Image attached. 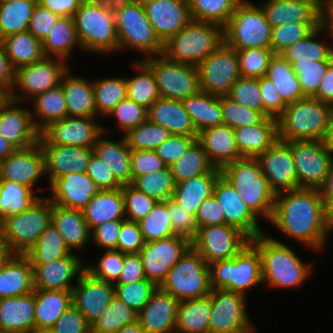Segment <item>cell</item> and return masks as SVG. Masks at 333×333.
I'll list each match as a JSON object with an SVG mask.
<instances>
[{"label": "cell", "mask_w": 333, "mask_h": 333, "mask_svg": "<svg viewBox=\"0 0 333 333\" xmlns=\"http://www.w3.org/2000/svg\"><path fill=\"white\" fill-rule=\"evenodd\" d=\"M37 0H13L0 3V40L28 30Z\"/></svg>", "instance_id": "obj_50"}, {"label": "cell", "mask_w": 333, "mask_h": 333, "mask_svg": "<svg viewBox=\"0 0 333 333\" xmlns=\"http://www.w3.org/2000/svg\"><path fill=\"white\" fill-rule=\"evenodd\" d=\"M137 316L138 313L114 296L104 312L92 323L91 333H116L125 325L137 321Z\"/></svg>", "instance_id": "obj_56"}, {"label": "cell", "mask_w": 333, "mask_h": 333, "mask_svg": "<svg viewBox=\"0 0 333 333\" xmlns=\"http://www.w3.org/2000/svg\"><path fill=\"white\" fill-rule=\"evenodd\" d=\"M82 212L90 231L108 221L125 219L122 188L99 190Z\"/></svg>", "instance_id": "obj_41"}, {"label": "cell", "mask_w": 333, "mask_h": 333, "mask_svg": "<svg viewBox=\"0 0 333 333\" xmlns=\"http://www.w3.org/2000/svg\"><path fill=\"white\" fill-rule=\"evenodd\" d=\"M81 46L73 18L60 17L42 42L44 57H56L68 62L75 48Z\"/></svg>", "instance_id": "obj_46"}, {"label": "cell", "mask_w": 333, "mask_h": 333, "mask_svg": "<svg viewBox=\"0 0 333 333\" xmlns=\"http://www.w3.org/2000/svg\"><path fill=\"white\" fill-rule=\"evenodd\" d=\"M2 181H12L30 187L45 174V159L39 143L24 149H16L0 162Z\"/></svg>", "instance_id": "obj_24"}, {"label": "cell", "mask_w": 333, "mask_h": 333, "mask_svg": "<svg viewBox=\"0 0 333 333\" xmlns=\"http://www.w3.org/2000/svg\"><path fill=\"white\" fill-rule=\"evenodd\" d=\"M107 116L116 118V124L125 134L147 120V109L126 97Z\"/></svg>", "instance_id": "obj_68"}, {"label": "cell", "mask_w": 333, "mask_h": 333, "mask_svg": "<svg viewBox=\"0 0 333 333\" xmlns=\"http://www.w3.org/2000/svg\"><path fill=\"white\" fill-rule=\"evenodd\" d=\"M52 222V202L41 196L29 209L8 216L0 227L12 254H26Z\"/></svg>", "instance_id": "obj_10"}, {"label": "cell", "mask_w": 333, "mask_h": 333, "mask_svg": "<svg viewBox=\"0 0 333 333\" xmlns=\"http://www.w3.org/2000/svg\"><path fill=\"white\" fill-rule=\"evenodd\" d=\"M9 97L0 106V135L16 149L30 147L39 141L29 108Z\"/></svg>", "instance_id": "obj_23"}, {"label": "cell", "mask_w": 333, "mask_h": 333, "mask_svg": "<svg viewBox=\"0 0 333 333\" xmlns=\"http://www.w3.org/2000/svg\"><path fill=\"white\" fill-rule=\"evenodd\" d=\"M59 18L56 13L37 4L29 21L28 31L42 43Z\"/></svg>", "instance_id": "obj_77"}, {"label": "cell", "mask_w": 333, "mask_h": 333, "mask_svg": "<svg viewBox=\"0 0 333 333\" xmlns=\"http://www.w3.org/2000/svg\"><path fill=\"white\" fill-rule=\"evenodd\" d=\"M122 195L124 200L125 219L134 222L141 221L158 202L144 192L137 190L131 184L122 186Z\"/></svg>", "instance_id": "obj_67"}, {"label": "cell", "mask_w": 333, "mask_h": 333, "mask_svg": "<svg viewBox=\"0 0 333 333\" xmlns=\"http://www.w3.org/2000/svg\"><path fill=\"white\" fill-rule=\"evenodd\" d=\"M271 28L286 23H322L323 0H264L260 4Z\"/></svg>", "instance_id": "obj_28"}, {"label": "cell", "mask_w": 333, "mask_h": 333, "mask_svg": "<svg viewBox=\"0 0 333 333\" xmlns=\"http://www.w3.org/2000/svg\"><path fill=\"white\" fill-rule=\"evenodd\" d=\"M220 175L221 169L214 167L206 174L176 183L172 199L196 216L199 206L213 194L215 183Z\"/></svg>", "instance_id": "obj_39"}, {"label": "cell", "mask_w": 333, "mask_h": 333, "mask_svg": "<svg viewBox=\"0 0 333 333\" xmlns=\"http://www.w3.org/2000/svg\"><path fill=\"white\" fill-rule=\"evenodd\" d=\"M211 296L181 300L176 314L175 333H209Z\"/></svg>", "instance_id": "obj_43"}, {"label": "cell", "mask_w": 333, "mask_h": 333, "mask_svg": "<svg viewBox=\"0 0 333 333\" xmlns=\"http://www.w3.org/2000/svg\"><path fill=\"white\" fill-rule=\"evenodd\" d=\"M223 43V26L191 20L164 43L162 54L173 62L197 66Z\"/></svg>", "instance_id": "obj_5"}, {"label": "cell", "mask_w": 333, "mask_h": 333, "mask_svg": "<svg viewBox=\"0 0 333 333\" xmlns=\"http://www.w3.org/2000/svg\"><path fill=\"white\" fill-rule=\"evenodd\" d=\"M286 143L292 150L298 187L319 189L333 160L329 141L303 140Z\"/></svg>", "instance_id": "obj_14"}, {"label": "cell", "mask_w": 333, "mask_h": 333, "mask_svg": "<svg viewBox=\"0 0 333 333\" xmlns=\"http://www.w3.org/2000/svg\"><path fill=\"white\" fill-rule=\"evenodd\" d=\"M123 265L124 253L111 249L104 250L97 263L92 265L86 262L85 270L98 279L114 284L119 279Z\"/></svg>", "instance_id": "obj_65"}, {"label": "cell", "mask_w": 333, "mask_h": 333, "mask_svg": "<svg viewBox=\"0 0 333 333\" xmlns=\"http://www.w3.org/2000/svg\"><path fill=\"white\" fill-rule=\"evenodd\" d=\"M332 62L333 60H324L292 64L305 97H314L317 94L321 80Z\"/></svg>", "instance_id": "obj_63"}, {"label": "cell", "mask_w": 333, "mask_h": 333, "mask_svg": "<svg viewBox=\"0 0 333 333\" xmlns=\"http://www.w3.org/2000/svg\"><path fill=\"white\" fill-rule=\"evenodd\" d=\"M256 159L275 194L299 188L292 150L286 142L278 139Z\"/></svg>", "instance_id": "obj_20"}, {"label": "cell", "mask_w": 333, "mask_h": 333, "mask_svg": "<svg viewBox=\"0 0 333 333\" xmlns=\"http://www.w3.org/2000/svg\"><path fill=\"white\" fill-rule=\"evenodd\" d=\"M84 0H37V4L56 13L59 17L73 18Z\"/></svg>", "instance_id": "obj_80"}, {"label": "cell", "mask_w": 333, "mask_h": 333, "mask_svg": "<svg viewBox=\"0 0 333 333\" xmlns=\"http://www.w3.org/2000/svg\"><path fill=\"white\" fill-rule=\"evenodd\" d=\"M261 258L262 282L272 288L302 286L311 274L314 263H304L287 244L274 237L259 234L250 239Z\"/></svg>", "instance_id": "obj_2"}, {"label": "cell", "mask_w": 333, "mask_h": 333, "mask_svg": "<svg viewBox=\"0 0 333 333\" xmlns=\"http://www.w3.org/2000/svg\"><path fill=\"white\" fill-rule=\"evenodd\" d=\"M242 0H188L191 19L225 26Z\"/></svg>", "instance_id": "obj_55"}, {"label": "cell", "mask_w": 333, "mask_h": 333, "mask_svg": "<svg viewBox=\"0 0 333 333\" xmlns=\"http://www.w3.org/2000/svg\"><path fill=\"white\" fill-rule=\"evenodd\" d=\"M86 174L94 181L99 190L122 188V185L115 179L110 167L94 153L90 157Z\"/></svg>", "instance_id": "obj_74"}, {"label": "cell", "mask_w": 333, "mask_h": 333, "mask_svg": "<svg viewBox=\"0 0 333 333\" xmlns=\"http://www.w3.org/2000/svg\"><path fill=\"white\" fill-rule=\"evenodd\" d=\"M271 26L260 6L242 0L224 26V43L234 50L270 48Z\"/></svg>", "instance_id": "obj_9"}, {"label": "cell", "mask_w": 333, "mask_h": 333, "mask_svg": "<svg viewBox=\"0 0 333 333\" xmlns=\"http://www.w3.org/2000/svg\"><path fill=\"white\" fill-rule=\"evenodd\" d=\"M72 254L59 230L51 222L36 244L26 253L31 263H48Z\"/></svg>", "instance_id": "obj_53"}, {"label": "cell", "mask_w": 333, "mask_h": 333, "mask_svg": "<svg viewBox=\"0 0 333 333\" xmlns=\"http://www.w3.org/2000/svg\"><path fill=\"white\" fill-rule=\"evenodd\" d=\"M195 221L198 228L225 224L223 209L214 194L205 199L199 206Z\"/></svg>", "instance_id": "obj_78"}, {"label": "cell", "mask_w": 333, "mask_h": 333, "mask_svg": "<svg viewBox=\"0 0 333 333\" xmlns=\"http://www.w3.org/2000/svg\"><path fill=\"white\" fill-rule=\"evenodd\" d=\"M147 279L138 254H124V265L119 279L114 284H130Z\"/></svg>", "instance_id": "obj_79"}, {"label": "cell", "mask_w": 333, "mask_h": 333, "mask_svg": "<svg viewBox=\"0 0 333 333\" xmlns=\"http://www.w3.org/2000/svg\"><path fill=\"white\" fill-rule=\"evenodd\" d=\"M175 183L210 172L214 166L210 163L202 144L196 139L188 150L171 166Z\"/></svg>", "instance_id": "obj_51"}, {"label": "cell", "mask_w": 333, "mask_h": 333, "mask_svg": "<svg viewBox=\"0 0 333 333\" xmlns=\"http://www.w3.org/2000/svg\"><path fill=\"white\" fill-rule=\"evenodd\" d=\"M269 222L314 251L324 248L333 231V218L325 209L319 189L298 188L276 193Z\"/></svg>", "instance_id": "obj_1"}, {"label": "cell", "mask_w": 333, "mask_h": 333, "mask_svg": "<svg viewBox=\"0 0 333 333\" xmlns=\"http://www.w3.org/2000/svg\"><path fill=\"white\" fill-rule=\"evenodd\" d=\"M221 175L234 187L250 210L259 218L270 221L275 192L262 174L256 158L242 157L221 169Z\"/></svg>", "instance_id": "obj_4"}, {"label": "cell", "mask_w": 333, "mask_h": 333, "mask_svg": "<svg viewBox=\"0 0 333 333\" xmlns=\"http://www.w3.org/2000/svg\"><path fill=\"white\" fill-rule=\"evenodd\" d=\"M33 267L34 289L71 290L73 279H79L85 270L81 256L68 254L48 263H31Z\"/></svg>", "instance_id": "obj_27"}, {"label": "cell", "mask_w": 333, "mask_h": 333, "mask_svg": "<svg viewBox=\"0 0 333 333\" xmlns=\"http://www.w3.org/2000/svg\"><path fill=\"white\" fill-rule=\"evenodd\" d=\"M73 20L82 51L108 54L118 50L114 14L104 11L94 0H84Z\"/></svg>", "instance_id": "obj_7"}, {"label": "cell", "mask_w": 333, "mask_h": 333, "mask_svg": "<svg viewBox=\"0 0 333 333\" xmlns=\"http://www.w3.org/2000/svg\"><path fill=\"white\" fill-rule=\"evenodd\" d=\"M49 186L53 204L60 207L83 210L99 191L94 181L84 173H68L54 179Z\"/></svg>", "instance_id": "obj_29"}, {"label": "cell", "mask_w": 333, "mask_h": 333, "mask_svg": "<svg viewBox=\"0 0 333 333\" xmlns=\"http://www.w3.org/2000/svg\"><path fill=\"white\" fill-rule=\"evenodd\" d=\"M107 127L96 122L95 117H65L50 123L40 132L48 144L93 148Z\"/></svg>", "instance_id": "obj_19"}, {"label": "cell", "mask_w": 333, "mask_h": 333, "mask_svg": "<svg viewBox=\"0 0 333 333\" xmlns=\"http://www.w3.org/2000/svg\"><path fill=\"white\" fill-rule=\"evenodd\" d=\"M320 33L326 34L333 40V22L325 19L310 34L289 46L280 55L291 64L333 60L332 45H327V42H322V40L320 42L316 39L317 36L321 35Z\"/></svg>", "instance_id": "obj_33"}, {"label": "cell", "mask_w": 333, "mask_h": 333, "mask_svg": "<svg viewBox=\"0 0 333 333\" xmlns=\"http://www.w3.org/2000/svg\"><path fill=\"white\" fill-rule=\"evenodd\" d=\"M332 105L313 97L288 104L277 118L278 139L328 141L332 131Z\"/></svg>", "instance_id": "obj_3"}, {"label": "cell", "mask_w": 333, "mask_h": 333, "mask_svg": "<svg viewBox=\"0 0 333 333\" xmlns=\"http://www.w3.org/2000/svg\"><path fill=\"white\" fill-rule=\"evenodd\" d=\"M241 157L256 158L278 140L277 119L265 117L260 123L234 129Z\"/></svg>", "instance_id": "obj_34"}, {"label": "cell", "mask_w": 333, "mask_h": 333, "mask_svg": "<svg viewBox=\"0 0 333 333\" xmlns=\"http://www.w3.org/2000/svg\"><path fill=\"white\" fill-rule=\"evenodd\" d=\"M50 333H91V325L71 304L58 318Z\"/></svg>", "instance_id": "obj_75"}, {"label": "cell", "mask_w": 333, "mask_h": 333, "mask_svg": "<svg viewBox=\"0 0 333 333\" xmlns=\"http://www.w3.org/2000/svg\"><path fill=\"white\" fill-rule=\"evenodd\" d=\"M52 223L71 252L86 248L84 246L91 240L82 210L64 208L52 203Z\"/></svg>", "instance_id": "obj_40"}, {"label": "cell", "mask_w": 333, "mask_h": 333, "mask_svg": "<svg viewBox=\"0 0 333 333\" xmlns=\"http://www.w3.org/2000/svg\"><path fill=\"white\" fill-rule=\"evenodd\" d=\"M93 79L97 116L106 117L115 106L127 97L126 77Z\"/></svg>", "instance_id": "obj_54"}, {"label": "cell", "mask_w": 333, "mask_h": 333, "mask_svg": "<svg viewBox=\"0 0 333 333\" xmlns=\"http://www.w3.org/2000/svg\"><path fill=\"white\" fill-rule=\"evenodd\" d=\"M321 23H286L271 28L270 49L273 54H280L295 42L305 38Z\"/></svg>", "instance_id": "obj_61"}, {"label": "cell", "mask_w": 333, "mask_h": 333, "mask_svg": "<svg viewBox=\"0 0 333 333\" xmlns=\"http://www.w3.org/2000/svg\"><path fill=\"white\" fill-rule=\"evenodd\" d=\"M147 119L163 126L171 135L198 137L181 100L158 98L147 110Z\"/></svg>", "instance_id": "obj_35"}, {"label": "cell", "mask_w": 333, "mask_h": 333, "mask_svg": "<svg viewBox=\"0 0 333 333\" xmlns=\"http://www.w3.org/2000/svg\"><path fill=\"white\" fill-rule=\"evenodd\" d=\"M22 184L12 181H1L0 184V222L11 215L29 209L41 195Z\"/></svg>", "instance_id": "obj_52"}, {"label": "cell", "mask_w": 333, "mask_h": 333, "mask_svg": "<svg viewBox=\"0 0 333 333\" xmlns=\"http://www.w3.org/2000/svg\"><path fill=\"white\" fill-rule=\"evenodd\" d=\"M11 66L17 68L40 61L44 54L42 43L28 30L0 40Z\"/></svg>", "instance_id": "obj_47"}, {"label": "cell", "mask_w": 333, "mask_h": 333, "mask_svg": "<svg viewBox=\"0 0 333 333\" xmlns=\"http://www.w3.org/2000/svg\"><path fill=\"white\" fill-rule=\"evenodd\" d=\"M114 22L118 51L129 47L145 54L142 58L163 53L164 43L151 26L141 0H133L114 13Z\"/></svg>", "instance_id": "obj_8"}, {"label": "cell", "mask_w": 333, "mask_h": 333, "mask_svg": "<svg viewBox=\"0 0 333 333\" xmlns=\"http://www.w3.org/2000/svg\"><path fill=\"white\" fill-rule=\"evenodd\" d=\"M132 150H155L170 137V132L163 126L149 119L122 134Z\"/></svg>", "instance_id": "obj_57"}, {"label": "cell", "mask_w": 333, "mask_h": 333, "mask_svg": "<svg viewBox=\"0 0 333 333\" xmlns=\"http://www.w3.org/2000/svg\"><path fill=\"white\" fill-rule=\"evenodd\" d=\"M197 140L202 144L210 163L218 169L240 158L234 129L222 124L204 129L198 133Z\"/></svg>", "instance_id": "obj_32"}, {"label": "cell", "mask_w": 333, "mask_h": 333, "mask_svg": "<svg viewBox=\"0 0 333 333\" xmlns=\"http://www.w3.org/2000/svg\"><path fill=\"white\" fill-rule=\"evenodd\" d=\"M185 110L199 133L200 131L222 125L221 96H214L200 90L182 100Z\"/></svg>", "instance_id": "obj_44"}, {"label": "cell", "mask_w": 333, "mask_h": 333, "mask_svg": "<svg viewBox=\"0 0 333 333\" xmlns=\"http://www.w3.org/2000/svg\"><path fill=\"white\" fill-rule=\"evenodd\" d=\"M200 88L214 96H227L235 81L241 77L236 50L223 43L197 65Z\"/></svg>", "instance_id": "obj_17"}, {"label": "cell", "mask_w": 333, "mask_h": 333, "mask_svg": "<svg viewBox=\"0 0 333 333\" xmlns=\"http://www.w3.org/2000/svg\"><path fill=\"white\" fill-rule=\"evenodd\" d=\"M33 267L26 254H11L0 264V299L33 292Z\"/></svg>", "instance_id": "obj_31"}, {"label": "cell", "mask_w": 333, "mask_h": 333, "mask_svg": "<svg viewBox=\"0 0 333 333\" xmlns=\"http://www.w3.org/2000/svg\"><path fill=\"white\" fill-rule=\"evenodd\" d=\"M231 100L263 114L259 78L239 77L227 95Z\"/></svg>", "instance_id": "obj_66"}, {"label": "cell", "mask_w": 333, "mask_h": 333, "mask_svg": "<svg viewBox=\"0 0 333 333\" xmlns=\"http://www.w3.org/2000/svg\"><path fill=\"white\" fill-rule=\"evenodd\" d=\"M132 65L138 75L126 78L127 98L148 110L160 98L154 74L141 59Z\"/></svg>", "instance_id": "obj_49"}, {"label": "cell", "mask_w": 333, "mask_h": 333, "mask_svg": "<svg viewBox=\"0 0 333 333\" xmlns=\"http://www.w3.org/2000/svg\"><path fill=\"white\" fill-rule=\"evenodd\" d=\"M241 77L260 78L266 75L270 58L274 55L270 48L252 47L236 50Z\"/></svg>", "instance_id": "obj_62"}, {"label": "cell", "mask_w": 333, "mask_h": 333, "mask_svg": "<svg viewBox=\"0 0 333 333\" xmlns=\"http://www.w3.org/2000/svg\"><path fill=\"white\" fill-rule=\"evenodd\" d=\"M131 185L157 201L172 198L175 181L170 166L151 174L136 177Z\"/></svg>", "instance_id": "obj_58"}, {"label": "cell", "mask_w": 333, "mask_h": 333, "mask_svg": "<svg viewBox=\"0 0 333 333\" xmlns=\"http://www.w3.org/2000/svg\"><path fill=\"white\" fill-rule=\"evenodd\" d=\"M158 287L179 301L209 295L212 290L209 266L190 246Z\"/></svg>", "instance_id": "obj_11"}, {"label": "cell", "mask_w": 333, "mask_h": 333, "mask_svg": "<svg viewBox=\"0 0 333 333\" xmlns=\"http://www.w3.org/2000/svg\"><path fill=\"white\" fill-rule=\"evenodd\" d=\"M35 331L50 332L64 311L72 304L71 290L34 289Z\"/></svg>", "instance_id": "obj_38"}, {"label": "cell", "mask_w": 333, "mask_h": 333, "mask_svg": "<svg viewBox=\"0 0 333 333\" xmlns=\"http://www.w3.org/2000/svg\"><path fill=\"white\" fill-rule=\"evenodd\" d=\"M45 159L48 183L68 173H84L93 148L48 144L41 136L38 141Z\"/></svg>", "instance_id": "obj_25"}, {"label": "cell", "mask_w": 333, "mask_h": 333, "mask_svg": "<svg viewBox=\"0 0 333 333\" xmlns=\"http://www.w3.org/2000/svg\"><path fill=\"white\" fill-rule=\"evenodd\" d=\"M70 66L63 74L61 86L64 90L69 117H95L94 88L92 81L83 77L73 76Z\"/></svg>", "instance_id": "obj_37"}, {"label": "cell", "mask_w": 333, "mask_h": 333, "mask_svg": "<svg viewBox=\"0 0 333 333\" xmlns=\"http://www.w3.org/2000/svg\"><path fill=\"white\" fill-rule=\"evenodd\" d=\"M221 111L223 124L233 129L260 123L265 118L261 112L238 104L227 96H221Z\"/></svg>", "instance_id": "obj_64"}, {"label": "cell", "mask_w": 333, "mask_h": 333, "mask_svg": "<svg viewBox=\"0 0 333 333\" xmlns=\"http://www.w3.org/2000/svg\"><path fill=\"white\" fill-rule=\"evenodd\" d=\"M249 243L250 238L238 228L221 224L198 228L191 246L209 265L235 257Z\"/></svg>", "instance_id": "obj_16"}, {"label": "cell", "mask_w": 333, "mask_h": 333, "mask_svg": "<svg viewBox=\"0 0 333 333\" xmlns=\"http://www.w3.org/2000/svg\"><path fill=\"white\" fill-rule=\"evenodd\" d=\"M145 242L171 237L174 234L166 201H158L152 210L138 222Z\"/></svg>", "instance_id": "obj_59"}, {"label": "cell", "mask_w": 333, "mask_h": 333, "mask_svg": "<svg viewBox=\"0 0 333 333\" xmlns=\"http://www.w3.org/2000/svg\"><path fill=\"white\" fill-rule=\"evenodd\" d=\"M210 284L247 296V290L262 282L261 258L258 250L247 244L235 257L210 263Z\"/></svg>", "instance_id": "obj_6"}, {"label": "cell", "mask_w": 333, "mask_h": 333, "mask_svg": "<svg viewBox=\"0 0 333 333\" xmlns=\"http://www.w3.org/2000/svg\"><path fill=\"white\" fill-rule=\"evenodd\" d=\"M103 133L96 141L94 154L106 163L115 177L123 186L132 183L130 151L123 136L118 141L107 139Z\"/></svg>", "instance_id": "obj_42"}, {"label": "cell", "mask_w": 333, "mask_h": 333, "mask_svg": "<svg viewBox=\"0 0 333 333\" xmlns=\"http://www.w3.org/2000/svg\"><path fill=\"white\" fill-rule=\"evenodd\" d=\"M144 245L139 223L125 219L121 224L116 250L124 254H138Z\"/></svg>", "instance_id": "obj_72"}, {"label": "cell", "mask_w": 333, "mask_h": 333, "mask_svg": "<svg viewBox=\"0 0 333 333\" xmlns=\"http://www.w3.org/2000/svg\"><path fill=\"white\" fill-rule=\"evenodd\" d=\"M34 293L0 299V329L12 333L35 331Z\"/></svg>", "instance_id": "obj_36"}, {"label": "cell", "mask_w": 333, "mask_h": 333, "mask_svg": "<svg viewBox=\"0 0 333 333\" xmlns=\"http://www.w3.org/2000/svg\"><path fill=\"white\" fill-rule=\"evenodd\" d=\"M124 220L125 219L108 221L93 228L90 231L93 243L95 242L94 244L98 245V248L101 247L103 250L116 249L121 224Z\"/></svg>", "instance_id": "obj_76"}, {"label": "cell", "mask_w": 333, "mask_h": 333, "mask_svg": "<svg viewBox=\"0 0 333 333\" xmlns=\"http://www.w3.org/2000/svg\"><path fill=\"white\" fill-rule=\"evenodd\" d=\"M33 109L30 110L36 129L41 132L50 123L68 116L64 90L61 85L31 98Z\"/></svg>", "instance_id": "obj_45"}, {"label": "cell", "mask_w": 333, "mask_h": 333, "mask_svg": "<svg viewBox=\"0 0 333 333\" xmlns=\"http://www.w3.org/2000/svg\"><path fill=\"white\" fill-rule=\"evenodd\" d=\"M71 289L72 305L92 323L104 312L114 297V284L92 276L84 270Z\"/></svg>", "instance_id": "obj_21"}, {"label": "cell", "mask_w": 333, "mask_h": 333, "mask_svg": "<svg viewBox=\"0 0 333 333\" xmlns=\"http://www.w3.org/2000/svg\"><path fill=\"white\" fill-rule=\"evenodd\" d=\"M142 61L154 74L160 98L182 101L201 90L197 66L173 62L163 54Z\"/></svg>", "instance_id": "obj_12"}, {"label": "cell", "mask_w": 333, "mask_h": 333, "mask_svg": "<svg viewBox=\"0 0 333 333\" xmlns=\"http://www.w3.org/2000/svg\"><path fill=\"white\" fill-rule=\"evenodd\" d=\"M141 1L151 26L163 43L192 20L188 0Z\"/></svg>", "instance_id": "obj_26"}, {"label": "cell", "mask_w": 333, "mask_h": 333, "mask_svg": "<svg viewBox=\"0 0 333 333\" xmlns=\"http://www.w3.org/2000/svg\"><path fill=\"white\" fill-rule=\"evenodd\" d=\"M196 139L197 137L170 135L155 151L166 166H171L188 150Z\"/></svg>", "instance_id": "obj_73"}, {"label": "cell", "mask_w": 333, "mask_h": 333, "mask_svg": "<svg viewBox=\"0 0 333 333\" xmlns=\"http://www.w3.org/2000/svg\"><path fill=\"white\" fill-rule=\"evenodd\" d=\"M179 300L159 287L138 313L137 320L145 333H175Z\"/></svg>", "instance_id": "obj_30"}, {"label": "cell", "mask_w": 333, "mask_h": 333, "mask_svg": "<svg viewBox=\"0 0 333 333\" xmlns=\"http://www.w3.org/2000/svg\"><path fill=\"white\" fill-rule=\"evenodd\" d=\"M213 194L223 209L225 224L238 228L250 239L264 233L259 225V218L222 175L215 183Z\"/></svg>", "instance_id": "obj_22"}, {"label": "cell", "mask_w": 333, "mask_h": 333, "mask_svg": "<svg viewBox=\"0 0 333 333\" xmlns=\"http://www.w3.org/2000/svg\"><path fill=\"white\" fill-rule=\"evenodd\" d=\"M259 88L263 102V115L277 119L288 104L282 99L273 81L267 77L259 78Z\"/></svg>", "instance_id": "obj_71"}, {"label": "cell", "mask_w": 333, "mask_h": 333, "mask_svg": "<svg viewBox=\"0 0 333 333\" xmlns=\"http://www.w3.org/2000/svg\"><path fill=\"white\" fill-rule=\"evenodd\" d=\"M190 246L187 238L178 235L145 242L139 255L147 280L159 286Z\"/></svg>", "instance_id": "obj_18"}, {"label": "cell", "mask_w": 333, "mask_h": 333, "mask_svg": "<svg viewBox=\"0 0 333 333\" xmlns=\"http://www.w3.org/2000/svg\"><path fill=\"white\" fill-rule=\"evenodd\" d=\"M167 205L174 234L185 237L191 242L196 237L198 229L195 216L183 209L172 198L167 199Z\"/></svg>", "instance_id": "obj_69"}, {"label": "cell", "mask_w": 333, "mask_h": 333, "mask_svg": "<svg viewBox=\"0 0 333 333\" xmlns=\"http://www.w3.org/2000/svg\"><path fill=\"white\" fill-rule=\"evenodd\" d=\"M132 181L141 175L151 174L166 168V164L155 150L130 151Z\"/></svg>", "instance_id": "obj_70"}, {"label": "cell", "mask_w": 333, "mask_h": 333, "mask_svg": "<svg viewBox=\"0 0 333 333\" xmlns=\"http://www.w3.org/2000/svg\"><path fill=\"white\" fill-rule=\"evenodd\" d=\"M158 286L147 279L130 284H114V296L139 313Z\"/></svg>", "instance_id": "obj_60"}, {"label": "cell", "mask_w": 333, "mask_h": 333, "mask_svg": "<svg viewBox=\"0 0 333 333\" xmlns=\"http://www.w3.org/2000/svg\"><path fill=\"white\" fill-rule=\"evenodd\" d=\"M265 77L273 81L282 99L287 104L306 98L303 95L299 79L292 68V64L280 54H274L270 58Z\"/></svg>", "instance_id": "obj_48"}, {"label": "cell", "mask_w": 333, "mask_h": 333, "mask_svg": "<svg viewBox=\"0 0 333 333\" xmlns=\"http://www.w3.org/2000/svg\"><path fill=\"white\" fill-rule=\"evenodd\" d=\"M68 63L56 57H43L38 62L17 68L9 98L21 103H28L26 101L35 95L59 86L63 74L69 68Z\"/></svg>", "instance_id": "obj_13"}, {"label": "cell", "mask_w": 333, "mask_h": 333, "mask_svg": "<svg viewBox=\"0 0 333 333\" xmlns=\"http://www.w3.org/2000/svg\"><path fill=\"white\" fill-rule=\"evenodd\" d=\"M209 295V333H255V327L246 310V296L213 288Z\"/></svg>", "instance_id": "obj_15"}]
</instances>
